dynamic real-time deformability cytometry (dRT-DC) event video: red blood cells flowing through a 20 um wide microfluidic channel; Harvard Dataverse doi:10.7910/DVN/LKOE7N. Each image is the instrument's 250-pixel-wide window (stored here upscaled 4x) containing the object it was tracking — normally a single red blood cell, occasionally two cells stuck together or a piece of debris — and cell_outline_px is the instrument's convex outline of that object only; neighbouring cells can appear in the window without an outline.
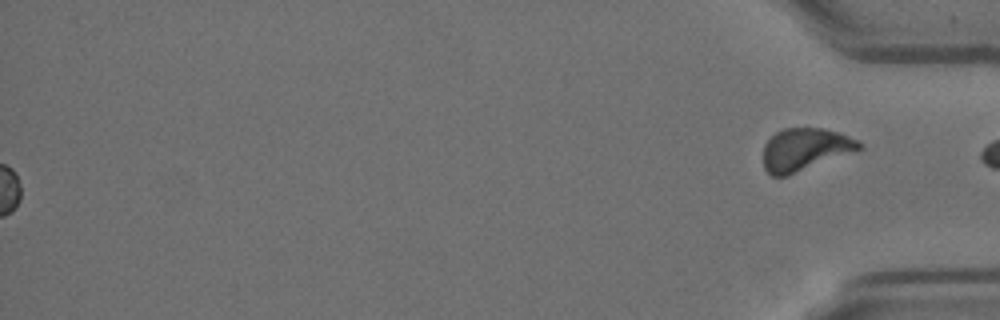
{"species": "Egyptian fruit bat (a non-hibernating species)", "species_latin": "Rousettus aegyptiacus", "temperature_condition": "room temperature", "stored_images_in_passage": 60, "segment_of_instrument_passage": [2, 2], "camera_frame_rate_fps": 3000, "um_per_image_px": 0.085, "animal": {"sex": "female"}, "frame": {"image": 1, "passage_image": 60, "time_ms": 19.667, "image_size_px": [1000, 320], "cell_outline_px": [[864, 148], [788, 176], [772, 176], [764, 168], [764, 144], [780, 128], [824, 128], [840, 132], [860, 140], [864, 144]], "centroid_in_image_um": [68.46, 12.69], "position_along_channel_um": 366.7, "area_um2": 24.04}}